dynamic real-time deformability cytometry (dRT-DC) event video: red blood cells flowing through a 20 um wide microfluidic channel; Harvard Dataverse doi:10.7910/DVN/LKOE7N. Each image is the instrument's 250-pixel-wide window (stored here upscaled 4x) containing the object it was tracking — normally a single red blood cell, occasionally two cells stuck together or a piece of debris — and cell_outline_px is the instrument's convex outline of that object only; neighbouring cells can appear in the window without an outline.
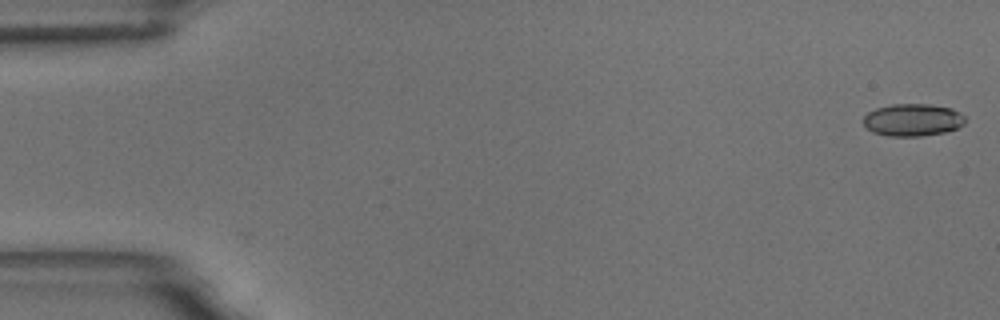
{"species": "common noctule bat (a hibernating species)", "species_latin": "Nyctalus noctula", "temperature_condition": "room temperature", "stored_images_in_passage": 2, "camera_frame_rate_fps": 3000, "um_per_image_px": 0.085, "animal": {"sex": "male", "body_mass_g": 18.8}, "frame": {"image": 1, "passage_image": 2, "time_ms": 0.333, "image_size_px": [1000, 320], "cell_outline_px": [[964, 124], [956, 128], [944, 132], [920, 136], [888, 136], [872, 132], [864, 124], [864, 116], [868, 112], [876, 108], [892, 104], [928, 104], [952, 108], [960, 112], [964, 116]], "centroid_in_image_um": [77.57, 10.19], "position_along_channel_um": 7.4, "area_um2": 19.13}}